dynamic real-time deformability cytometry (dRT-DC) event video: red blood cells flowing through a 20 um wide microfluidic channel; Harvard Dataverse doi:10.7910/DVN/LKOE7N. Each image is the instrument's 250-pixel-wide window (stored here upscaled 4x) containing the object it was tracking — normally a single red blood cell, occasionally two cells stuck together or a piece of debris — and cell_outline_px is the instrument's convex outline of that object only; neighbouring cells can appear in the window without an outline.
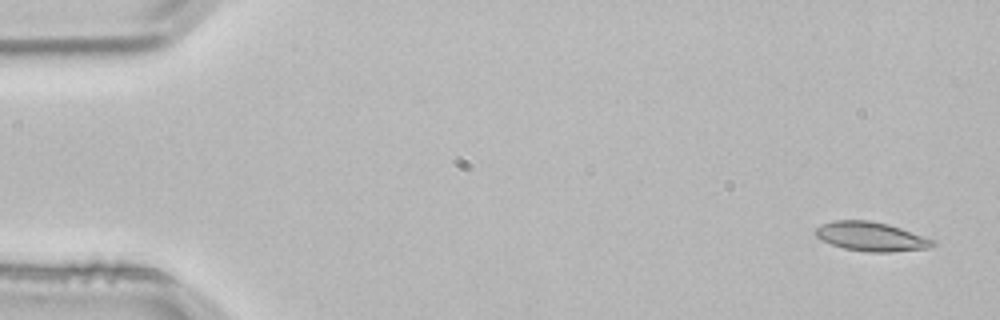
{"species": "common noctule bat (a hibernating species)", "species_latin": "Nyctalus noctula", "temperature_condition": "room temperature", "stored_images_in_passage": 3, "camera_frame_rate_fps": 3000, "um_per_image_px": 0.085, "animal": {"sex": "male", "body_mass_g": 21.5, "forearm_length_mm": 52.0}, "frame": {"image": 1, "passage_image": 1, "time_ms": 0.0, "image_size_px": [1000, 320], "cell_outline_px": [[936, 244], [928, 248], [892, 252], [868, 252], [844, 248], [820, 240], [816, 236], [816, 228], [820, 224], [832, 220], [868, 220], [888, 224], [936, 240]], "centroid_in_image_um": [74.04, 20.1], "position_along_channel_um": 11.0, "area_um2": 19.94}}
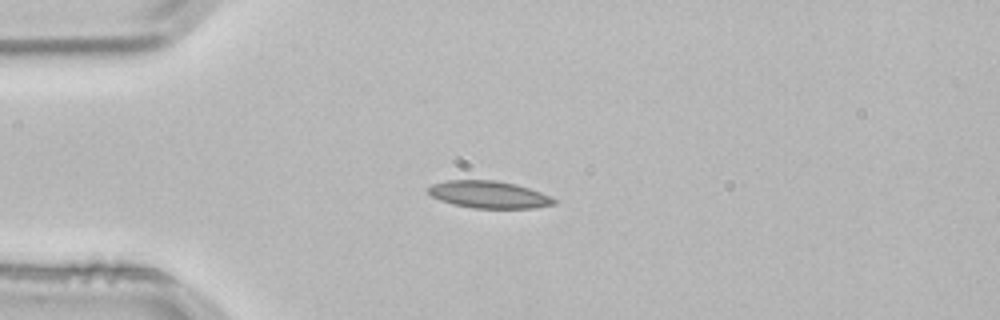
{"frame": {"image": 2, "passage_image": 3, "time_ms": 0.667, "image_size_px": [1000, 320], "cell_outline_px": [[556, 204], [536, 208], [472, 208], [452, 204], [440, 200], [432, 196], [428, 192], [428, 188], [432, 184], [448, 180], [492, 180], [516, 184], [540, 192], [556, 200]], "centroid_in_image_um": [41.54, 16.54], "position_along_channel_um": 43.5, "area_um2": 19.83}}